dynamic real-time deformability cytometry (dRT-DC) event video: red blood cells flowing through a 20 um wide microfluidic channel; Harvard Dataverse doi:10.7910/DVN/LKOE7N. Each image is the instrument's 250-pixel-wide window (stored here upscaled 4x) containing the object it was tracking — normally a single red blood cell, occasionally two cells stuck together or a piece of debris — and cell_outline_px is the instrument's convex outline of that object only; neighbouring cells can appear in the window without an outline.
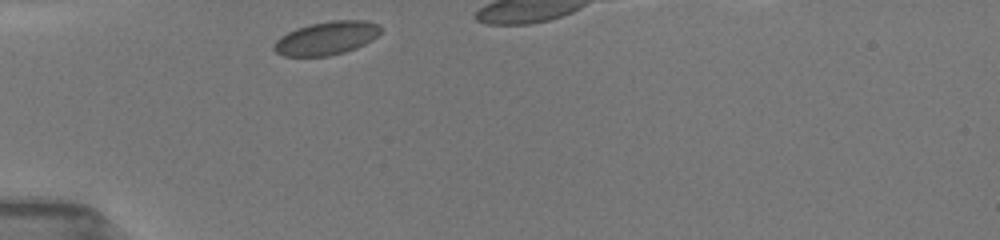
{"species": "common noctule bat (a hibernating species)", "species_latin": "Nyctalus noctula", "temperature_condition": "room temperature", "stored_images_in_passage": 25, "camera_frame_rate_fps": 3000, "um_per_image_px": 0.085, "animal": {"sex": "female", "body_mass_g": 19.5, "forearm_length_mm": 54.1}, "frame": {"image": 1, "passage_image": 1, "time_ms": 0.0, "image_size_px": [1000, 240], "cell_outline_px": [[380, 32], [372, 40], [356, 48], [344, 52], [328, 56], [284, 56], [276, 52], [272, 48], [276, 40], [280, 36], [296, 28], [308, 24], [332, 20], [360, 20], [376, 24], [380, 28]], "centroid_in_image_um": [27.7, 3.24], "position_along_channel_um": 57.3, "area_um2": 20.63}}
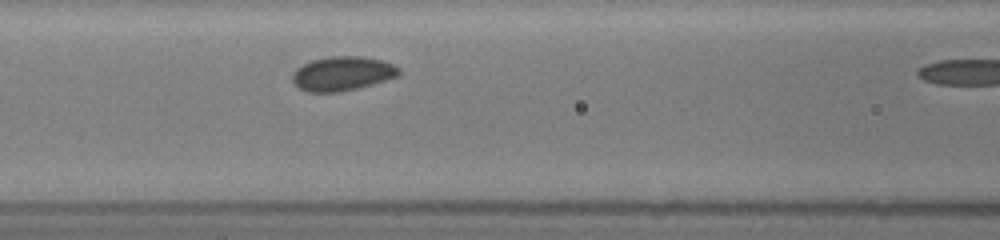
{"frame": {"image": 2, "passage_image": 13, "time_ms": 2.333, "image_size_px": [1000, 240], "cell_outline_px": [[400, 72], [396, 76], [372, 84], [340, 92], [308, 92], [300, 88], [292, 80], [292, 72], [296, 68], [312, 60], [328, 56], [360, 56], [380, 60], [392, 64], [400, 68]], "centroid_in_image_um": [29.07, 6.25], "position_along_channel_um": 137.5, "area_um2": 21.04}}
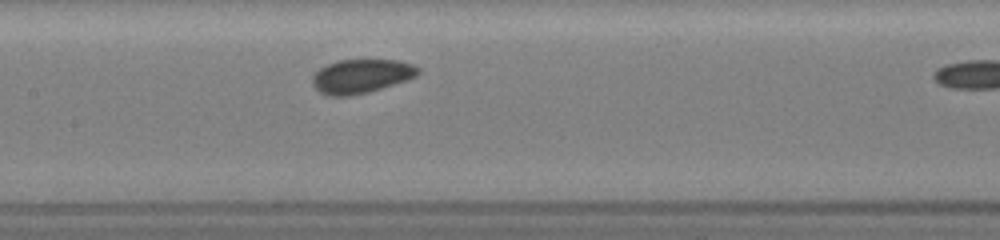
{"frame": {"image": 3, "passage_image": 22, "time_ms": 3.333, "image_size_px": [1000, 240], "cell_outline_px": [[420, 72], [416, 76], [408, 80], [368, 92], [348, 96], [328, 96], [320, 92], [312, 84], [312, 76], [320, 68], [336, 60], [396, 60], [412, 64], [420, 68]], "centroid_in_image_um": [30.71, 6.47], "position_along_channel_um": 176.7, "area_um2": 20.92}}